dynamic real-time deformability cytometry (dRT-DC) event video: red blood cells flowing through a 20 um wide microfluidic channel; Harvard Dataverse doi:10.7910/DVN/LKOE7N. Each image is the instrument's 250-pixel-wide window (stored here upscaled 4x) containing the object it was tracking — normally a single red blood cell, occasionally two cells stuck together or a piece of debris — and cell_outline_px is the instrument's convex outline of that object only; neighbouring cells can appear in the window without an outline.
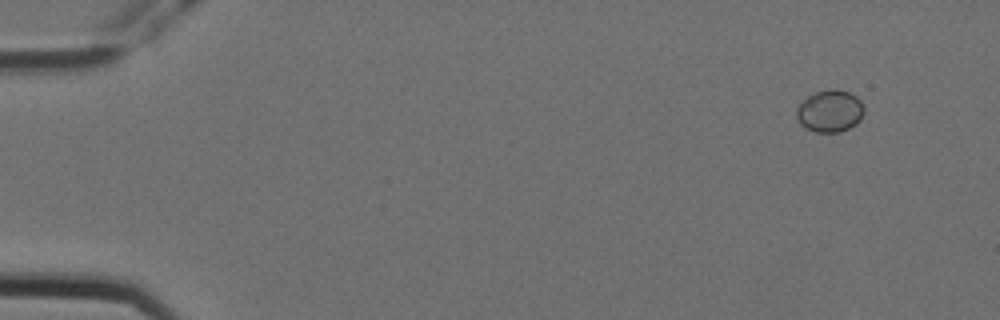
{"species": "Egyptian fruit bat (a non-hibernating species)", "species_latin": "Rousettus aegyptiacus", "temperature_condition": "cold", "stored_images_in_passage": 10, "camera_frame_rate_fps": 3000, "um_per_image_px": 0.085, "animal": {"sex": "female"}, "frame": {"image": 1, "passage_image": 1, "time_ms": 0.0, "image_size_px": [1000, 320], "cell_outline_px": [[864, 112], [860, 120], [856, 124], [840, 132], [816, 132], [804, 128], [800, 124], [796, 116], [796, 108], [808, 96], [816, 92], [832, 88], [848, 92], [856, 96], [864, 104]], "centroid_in_image_um": [70.54, 9.45], "position_along_channel_um": 14.5, "area_um2": 16.65}}
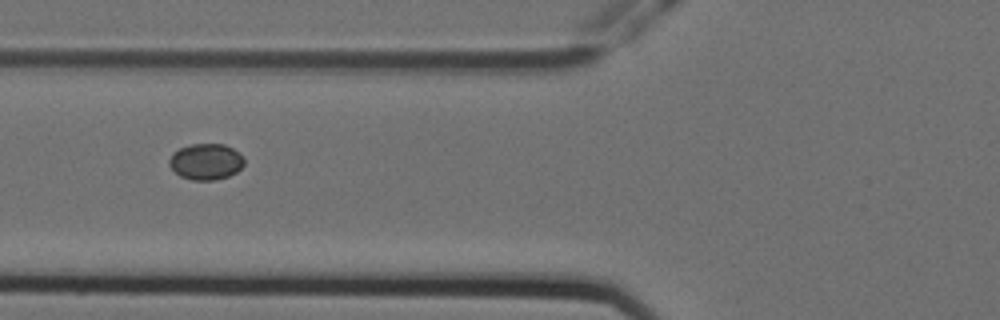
{"frame": {"image": 2, "passage_image": 6, "time_ms": 1.667, "image_size_px": [1000, 320], "cell_outline_px": [[244, 164], [236, 172], [228, 176], [216, 180], [192, 180], [180, 176], [168, 164], [168, 160], [172, 152], [180, 148], [192, 144], [224, 144], [240, 152], [244, 156]], "centroid_in_image_um": [17.51, 13.73], "position_along_channel_um": 108.3, "area_um2": 15.9}}
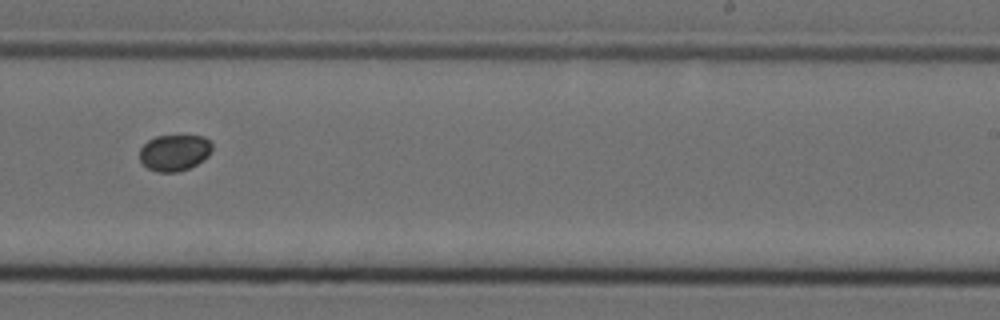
{"frame": {"image": 3, "passage_image": 10, "time_ms": 3.0, "image_size_px": [1000, 320], "cell_outline_px": [[212, 148], [208, 156], [204, 160], [188, 168], [176, 172], [156, 172], [148, 168], [140, 160], [140, 148], [148, 140], [156, 136], [204, 136], [212, 144]], "centroid_in_image_um": [14.82, 12.97], "position_along_channel_um": 274.2, "area_um2": 15.26}}